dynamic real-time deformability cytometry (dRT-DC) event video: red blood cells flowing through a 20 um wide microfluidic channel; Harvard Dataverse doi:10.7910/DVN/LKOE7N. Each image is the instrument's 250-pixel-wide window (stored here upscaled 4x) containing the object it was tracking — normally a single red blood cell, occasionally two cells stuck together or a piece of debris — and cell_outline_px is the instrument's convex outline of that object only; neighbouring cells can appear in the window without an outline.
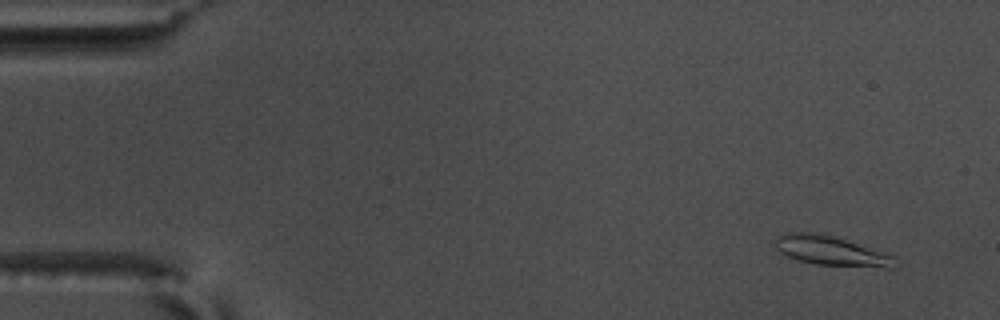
{"species": "common noctule bat (a hibernating species)", "species_latin": "Nyctalus noctula", "temperature_condition": "warm", "stored_images_in_passage": 55, "camera_frame_rate_fps": 3000, "um_per_image_px": 0.085, "animal": {"sex": "male", "body_mass_g": 17.5, "forearm_length_mm": 52.3}, "frame": {"image": 1, "passage_image": 4, "time_ms": 1.0, "image_size_px": [1000, 320], "cell_outline_px": [[900, 264], [892, 268], [884, 268], [816, 264], [800, 260], [788, 256], [780, 252], [776, 248], [776, 236], [788, 232], [808, 232], [832, 236], [888, 252]], "centroid_in_image_um": [70.73, 21.33], "position_along_channel_um": 14.3, "area_um2": 20.63}}
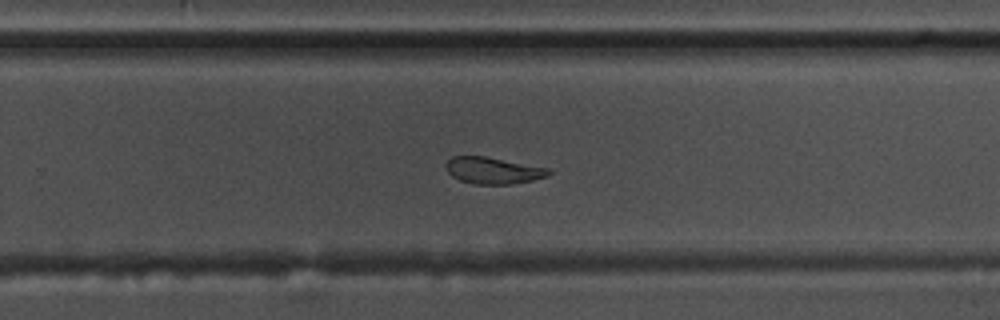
{"frame": {"image": 2, "passage_image": 36, "time_ms": 11.667, "image_size_px": [1000, 320], "cell_outline_px": [[552, 172], [548, 176], [532, 180], [512, 184], [472, 184], [460, 180], [452, 176], [448, 172], [444, 164], [452, 156], [484, 156], [552, 168]], "centroid_in_image_um": [41.94, 14.49], "position_along_channel_um": 287.9, "area_um2": 16.13}}
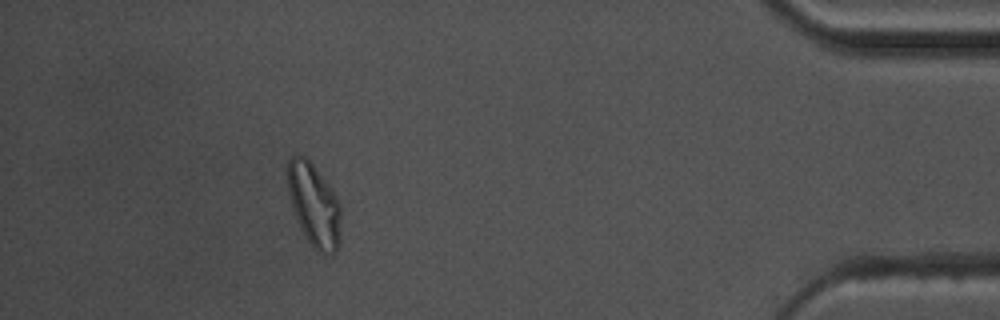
{"frame": {"image": 3, "passage_image": 50, "time_ms": 16.333, "image_size_px": [1000, 320], "cell_outline_px": [[340, 240], [336, 252], [332, 256], [316, 252], [312, 248], [304, 236], [292, 208], [288, 192], [288, 160], [292, 156], [304, 156], [312, 164], [332, 188], [340, 204]], "centroid_in_image_um": [26.71, 17.49], "position_along_channel_um": 408.5, "area_um2": 25.95}, "authors_computed_cell_mechanics": {"area_um2": 17.8602, "velocity_mm_per_s": 3.7237, "shape_relaxation_time_tau1_ms": 7.7831, "shape_relaxation_time_tau2_ms": 4.0728, "deformation_change_tau1": 0.1801, "deformation_change_tau2": 0.1048}}